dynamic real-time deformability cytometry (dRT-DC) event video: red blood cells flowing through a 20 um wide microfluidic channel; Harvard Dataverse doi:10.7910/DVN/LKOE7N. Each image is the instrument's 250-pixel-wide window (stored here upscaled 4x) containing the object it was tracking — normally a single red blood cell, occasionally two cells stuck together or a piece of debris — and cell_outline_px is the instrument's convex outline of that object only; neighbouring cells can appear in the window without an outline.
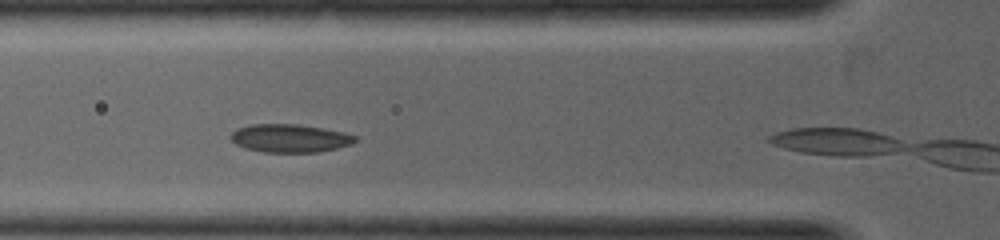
{"species": "common noctule bat (a hibernating species)", "species_latin": "Nyctalus noctula", "temperature_condition": "warm", "stored_images_in_passage": 6, "camera_frame_rate_fps": 5000, "um_per_image_px": 0.085, "animal": {"sex": "female", "body_mass_g": 19.0, "forearm_length_mm": 53.3}, "frame": {"image": 1, "passage_image": 5, "time_ms": 1.0, "image_size_px": [1000, 240], "cell_outline_px": [[356, 140], [352, 144], [336, 148], [316, 152], [264, 152], [244, 148], [236, 144], [228, 136], [236, 128], [248, 124], [296, 124], [324, 128], [356, 136]], "centroid_in_image_um": [24.57, 11.74], "position_along_channel_um": 101.2, "area_um2": 20.4}}